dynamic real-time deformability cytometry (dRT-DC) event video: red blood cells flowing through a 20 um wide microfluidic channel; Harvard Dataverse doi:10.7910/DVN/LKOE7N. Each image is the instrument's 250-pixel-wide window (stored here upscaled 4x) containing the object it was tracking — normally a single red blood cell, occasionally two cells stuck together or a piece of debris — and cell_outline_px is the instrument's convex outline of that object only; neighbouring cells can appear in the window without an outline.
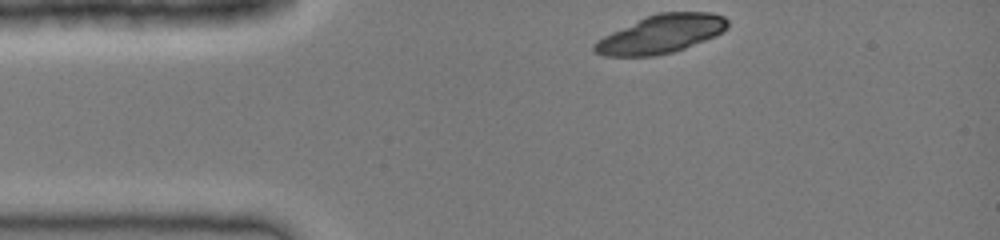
{"species": "common noctule bat (a hibernating species)", "species_latin": "Nyctalus noctula", "temperature_condition": "cold", "stored_images_in_passage": 30, "camera_frame_rate_fps": 3000, "um_per_image_px": 0.085, "animal": {"sex": "female", "body_mass_g": 19.0, "forearm_length_mm": 51.5}, "frame": {"image": 1, "passage_image": 1, "time_ms": 0.0, "image_size_px": [1000, 240], "cell_outline_px": [[728, 28], [716, 36], [684, 48], [672, 52], [652, 56], [604, 56], [596, 52], [592, 48], [592, 44], [596, 40], [612, 32], [648, 16], [660, 12], [712, 12], [724, 16], [728, 20]], "centroid_in_image_um": [56.22, 2.9], "position_along_channel_um": 28.8, "area_um2": 29.54}}